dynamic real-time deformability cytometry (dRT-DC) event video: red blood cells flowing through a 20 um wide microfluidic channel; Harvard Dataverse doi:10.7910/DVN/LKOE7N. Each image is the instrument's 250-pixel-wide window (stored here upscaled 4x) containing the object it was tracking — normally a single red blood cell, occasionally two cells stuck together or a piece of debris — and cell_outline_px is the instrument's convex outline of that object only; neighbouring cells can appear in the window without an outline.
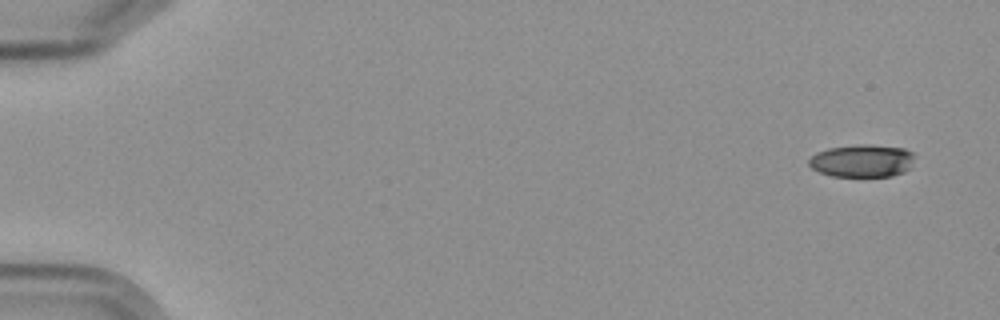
{"species": "Egyptian fruit bat (a non-hibernating species)", "species_latin": "Rousettus aegyptiacus", "temperature_condition": "cold", "stored_images_in_passage": 5, "camera_frame_rate_fps": 3000, "um_per_image_px": 0.085, "frame": {"image": 1, "passage_image": 1, "time_ms": 0.0, "image_size_px": [1000, 320], "cell_outline_px": [[912, 160], [908, 168], [904, 172], [892, 176], [832, 176], [820, 172], [812, 168], [808, 164], [808, 160], [816, 152], [828, 148], [856, 144], [868, 144], [904, 148], [912, 152]], "centroid_in_image_um": [73.24, 13.66], "position_along_channel_um": 11.8, "area_um2": 20.06}}
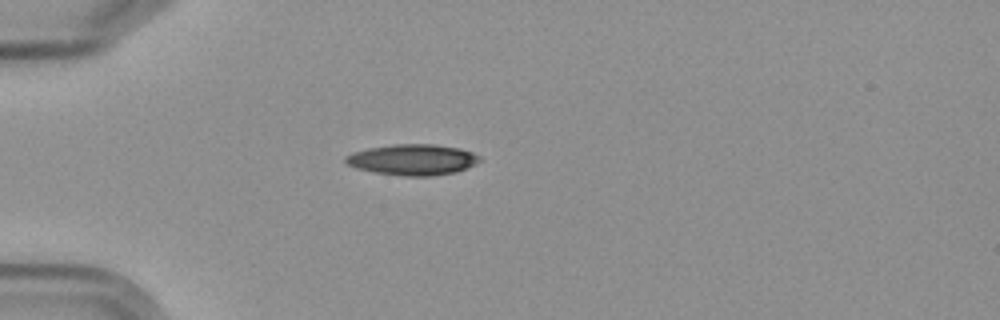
{"frame": {"image": 2, "passage_image": 5, "time_ms": 4.667, "image_size_px": [1000, 320], "cell_outline_px": [[480, 160], [476, 164], [468, 168], [456, 172], [432, 176], [404, 176], [372, 172], [356, 168], [348, 164], [344, 160], [344, 156], [352, 152], [372, 148], [396, 144], [432, 144], [460, 148], [472, 152], [480, 156]], "centroid_in_image_um": [35.09, 13.58], "position_along_channel_um": 49.9, "area_um2": 24.16}}